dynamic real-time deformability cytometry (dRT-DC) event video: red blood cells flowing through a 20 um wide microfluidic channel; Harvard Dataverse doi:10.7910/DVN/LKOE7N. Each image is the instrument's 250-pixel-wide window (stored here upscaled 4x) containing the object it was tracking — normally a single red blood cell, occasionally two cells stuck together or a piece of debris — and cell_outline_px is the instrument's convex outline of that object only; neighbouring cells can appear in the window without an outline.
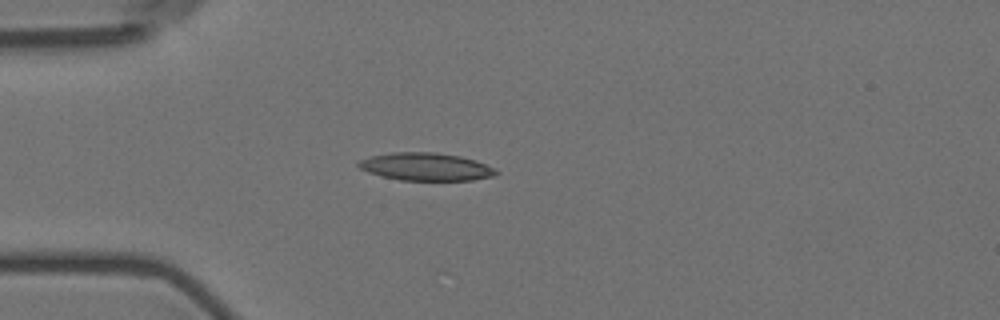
{"species": "Egyptian fruit bat (a non-hibernating species)", "species_latin": "Rousettus aegyptiacus", "temperature_condition": "room temperature", "stored_images_in_passage": 5, "camera_frame_rate_fps": 3000, "um_per_image_px": 0.085, "animal": {"sex": "female"}, "frame": {"image": 1, "passage_image": 4, "time_ms": 3.667, "image_size_px": [1000, 320], "cell_outline_px": [[500, 172], [492, 176], [472, 180], [400, 180], [380, 176], [368, 172], [360, 168], [356, 164], [356, 160], [372, 156], [392, 152], [436, 152], [460, 156], [476, 160], [496, 168]], "centroid_in_image_um": [36.19, 14.16], "position_along_channel_um": 48.8, "area_um2": 22.43}}